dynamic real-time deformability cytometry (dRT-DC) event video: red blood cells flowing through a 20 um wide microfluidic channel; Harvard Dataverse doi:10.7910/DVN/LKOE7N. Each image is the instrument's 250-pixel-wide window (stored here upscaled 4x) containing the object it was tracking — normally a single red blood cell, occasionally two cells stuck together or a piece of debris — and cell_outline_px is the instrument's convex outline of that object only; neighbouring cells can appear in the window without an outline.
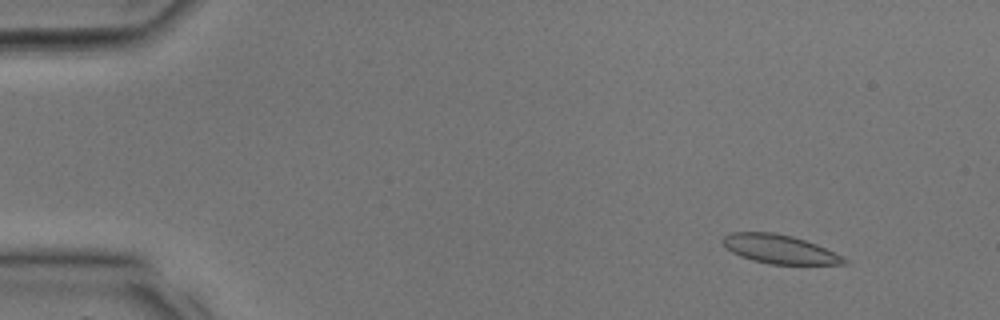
{"species": "common noctule bat (a hibernating species)", "species_latin": "Nyctalus noctula", "temperature_condition": "room temperature", "stored_images_in_passage": 32, "camera_frame_rate_fps": 3000, "um_per_image_px": 0.085, "animal": {"sex": "male", "body_mass_g": 17.9, "forearm_length_mm": 54.2}, "frame": {"image": 1, "passage_image": 4, "time_ms": 1.0, "image_size_px": [1000, 320], "cell_outline_px": [[848, 264], [768, 264], [752, 260], [740, 256], [732, 252], [720, 240], [724, 236], [732, 232], [772, 232], [792, 236], [816, 244], [848, 260]], "centroid_in_image_um": [66.22, 21.18], "position_along_channel_um": 18.8, "area_um2": 20.11}}
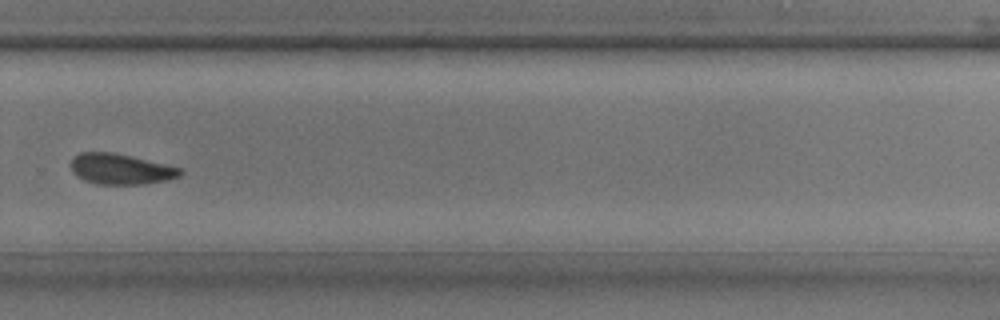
{"frame": {"image": 2, "passage_image": 23, "time_ms": 7.333, "image_size_px": [1000, 320], "cell_outline_px": [[184, 172], [180, 176], [168, 180], [140, 184], [96, 184], [84, 180], [76, 176], [72, 172], [72, 156], [80, 152], [112, 152], [132, 156], [180, 168]], "centroid_in_image_um": [10.23, 14.37], "position_along_channel_um": 319.6, "area_um2": 19.48}}
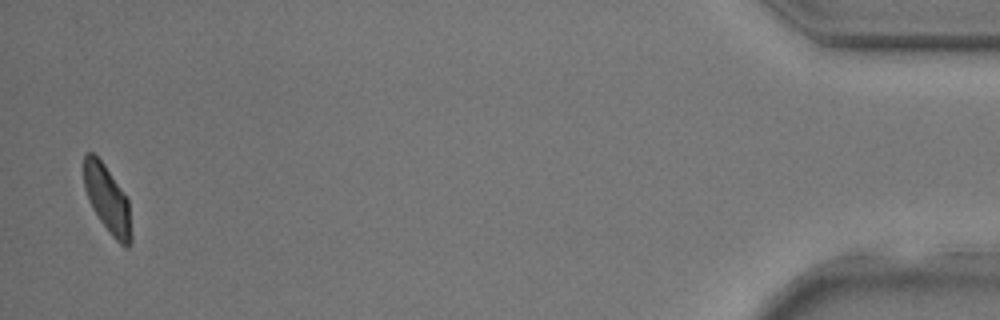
{"frame": {"image": 3, "passage_image": 32, "time_ms": 10.333, "image_size_px": [1000, 320], "cell_outline_px": [[132, 240], [128, 248], [124, 248], [112, 236], [100, 220], [84, 188], [84, 152], [92, 152], [104, 164], [128, 200], [132, 236]], "centroid_in_image_um": [9.14, 16.96], "position_along_channel_um": 426.1, "area_um2": 18.21}}